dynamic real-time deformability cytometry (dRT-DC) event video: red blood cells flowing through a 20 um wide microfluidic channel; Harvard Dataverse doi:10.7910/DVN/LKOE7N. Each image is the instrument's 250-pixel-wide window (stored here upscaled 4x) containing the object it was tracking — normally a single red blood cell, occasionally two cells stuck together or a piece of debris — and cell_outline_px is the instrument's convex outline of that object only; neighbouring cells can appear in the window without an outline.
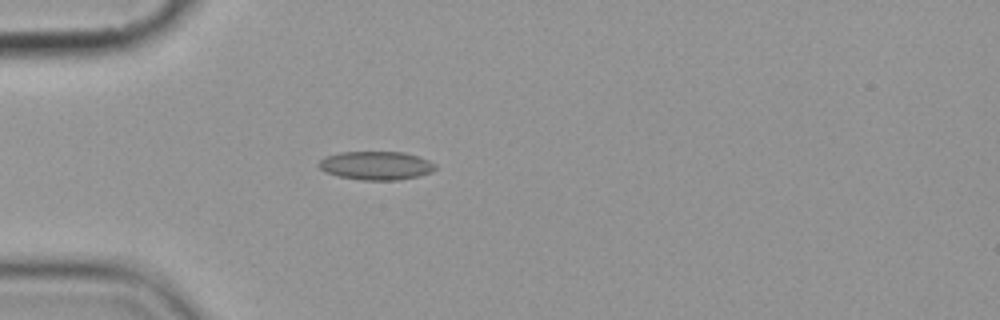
{"species": "common noctule bat (a hibernating species)", "species_latin": "Nyctalus noctula", "temperature_condition": "cold", "stored_images_in_passage": 3, "camera_frame_rate_fps": 3000, "um_per_image_px": 0.085, "animal": {"sex": "female", "body_mass_g": 19.9}, "frame": {"image": 1, "passage_image": 2, "time_ms": 1.0, "image_size_px": [1000, 320], "cell_outline_px": [[436, 168], [432, 172], [416, 176], [396, 180], [360, 180], [336, 176], [324, 172], [316, 164], [324, 156], [340, 152], [404, 152], [428, 160], [436, 164]], "centroid_in_image_um": [31.91, 14.07], "position_along_channel_um": 53.1, "area_um2": 19.48}}